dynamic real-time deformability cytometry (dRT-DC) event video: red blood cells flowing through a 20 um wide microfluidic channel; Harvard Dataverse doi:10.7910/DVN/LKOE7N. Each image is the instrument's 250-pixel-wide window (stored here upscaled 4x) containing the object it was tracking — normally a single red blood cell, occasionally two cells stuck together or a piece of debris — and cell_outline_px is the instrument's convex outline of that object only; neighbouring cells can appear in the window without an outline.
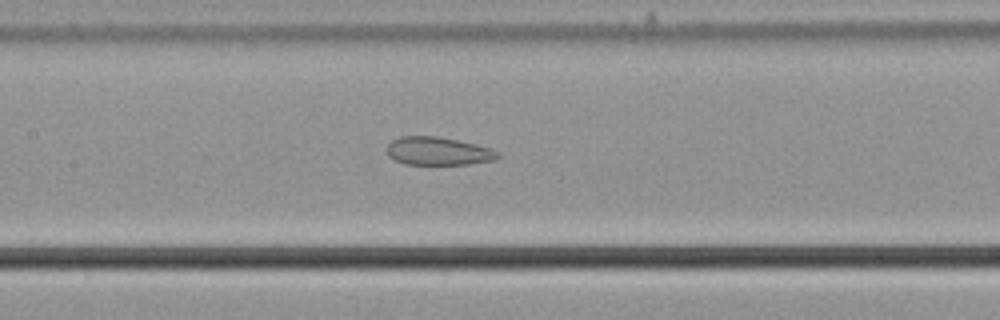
{"species": "common noctule bat (a hibernating species)", "species_latin": "Nyctalus noctula", "temperature_condition": "cold", "stored_images_in_passage": 56, "camera_frame_rate_fps": 3000, "um_per_image_px": 0.085, "animal": {"sex": "male", "body_mass_g": 21.5, "forearm_length_mm": 52.0}, "frame": {"image": 1, "passage_image": 27, "time_ms": 8.667, "image_size_px": [1000, 320], "cell_outline_px": [[500, 156], [496, 160], [468, 164], [404, 164], [388, 156], [388, 144], [392, 140], [400, 136], [436, 136], [476, 144], [500, 152]], "centroid_in_image_um": [37.25, 12.85], "position_along_channel_um": 170.1, "area_um2": 18.09}}
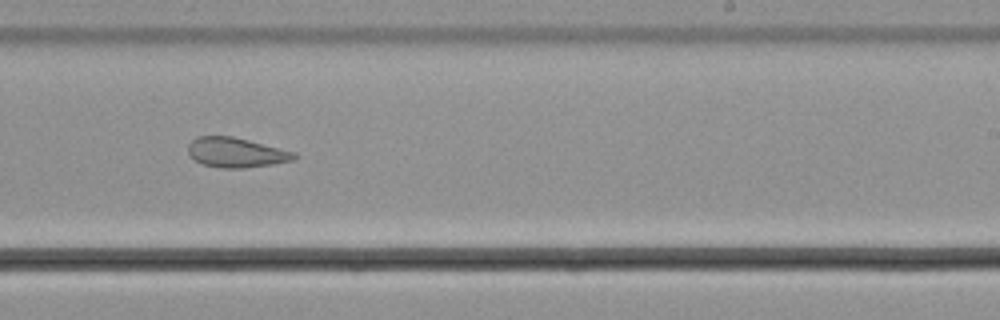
{"frame": {"image": 2, "passage_image": 35, "time_ms": 11.333, "image_size_px": [1000, 320], "cell_outline_px": [[296, 160], [272, 164], [244, 168], [220, 168], [204, 164], [196, 160], [188, 152], [188, 144], [196, 136], [232, 136], [296, 152]], "centroid_in_image_um": [20.08, 12.96], "position_along_channel_um": 268.9, "area_um2": 18.32}}
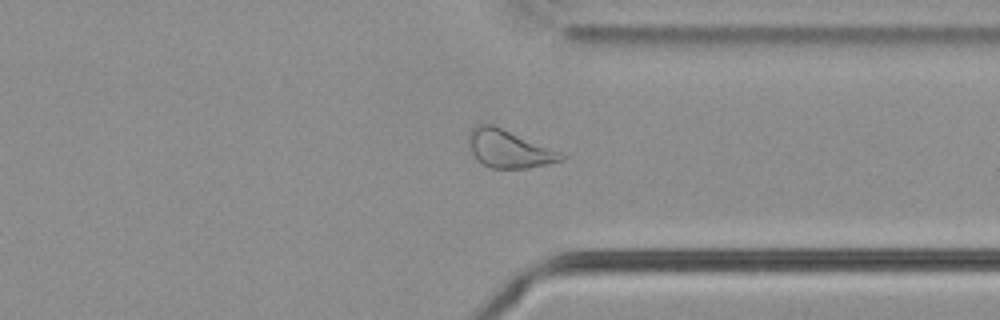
{"frame": {"image": 3, "passage_image": 43, "time_ms": 14.0, "image_size_px": [1000, 320], "cell_outline_px": [[568, 156], [564, 160], [528, 168], [488, 168], [480, 164], [472, 152], [468, 144], [468, 136], [472, 128], [476, 124], [492, 124]], "centroid_in_image_um": [43.2, 12.67], "position_along_channel_um": 368.2, "area_um2": 20.11}, "authors_computed_cell_mechanics": {"area_um2": 23.6402, "velocity_mm_per_s": 3.7182, "shape_relaxation_time_tau1_ms": null, "shape_relaxation_time_tau2_ms": 2.3007, "deformation_change_tau1": null, "deformation_change_tau2": 0.0887}}